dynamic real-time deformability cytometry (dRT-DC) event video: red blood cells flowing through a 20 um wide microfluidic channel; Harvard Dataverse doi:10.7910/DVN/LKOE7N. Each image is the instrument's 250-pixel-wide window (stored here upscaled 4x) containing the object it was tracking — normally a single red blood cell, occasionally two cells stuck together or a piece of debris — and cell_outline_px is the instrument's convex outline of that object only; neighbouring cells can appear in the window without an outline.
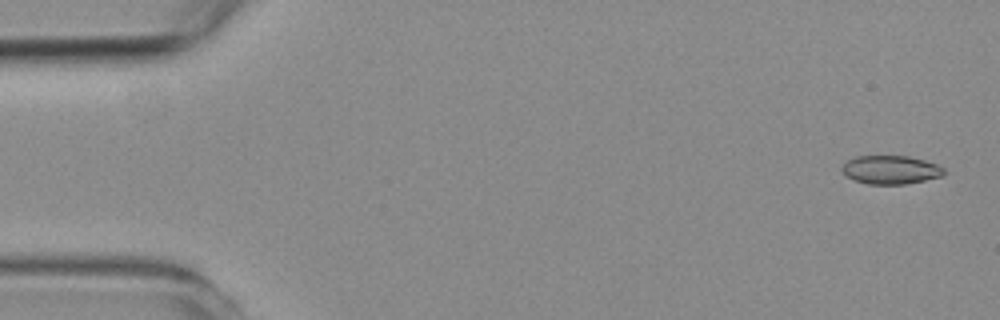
{"species": "common noctule bat (a hibernating species)", "species_latin": "Nyctalus noctula", "temperature_condition": "room temperature", "stored_images_in_passage": 56, "camera_frame_rate_fps": 3000, "um_per_image_px": 0.085, "animal": {"sex": "female", "body_mass_g": 19.3, "forearm_length_mm": 54.1}, "frame": {"image": 1, "passage_image": 1, "time_ms": 0.0, "image_size_px": [1000, 320], "cell_outline_px": [[944, 176], [904, 184], [868, 184], [852, 180], [844, 176], [840, 168], [848, 160], [856, 156], [908, 156], [924, 160], [936, 164], [944, 168]], "centroid_in_image_um": [75.67, 14.44], "position_along_channel_um": 9.3, "area_um2": 17.05}}
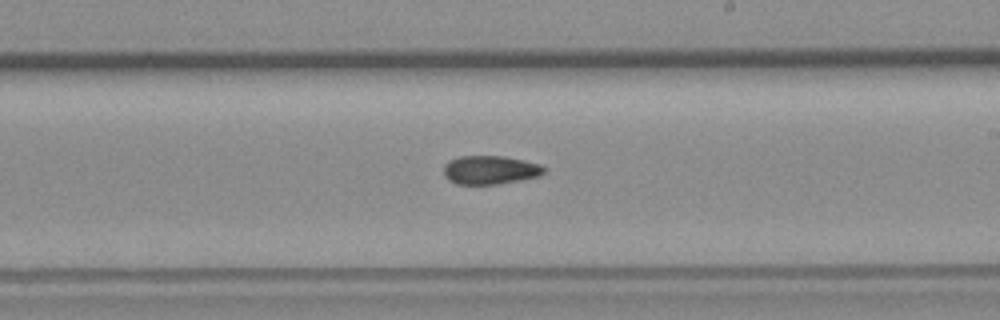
{"frame": {"image": 2, "passage_image": 32, "time_ms": 10.333, "image_size_px": [1000, 320], "cell_outline_px": [[548, 168], [540, 176], [520, 180], [496, 184], [456, 184], [448, 180], [444, 176], [444, 164], [448, 160], [460, 156], [504, 156], [524, 160], [540, 164]], "centroid_in_image_um": [41.66, 14.44], "position_along_channel_um": 247.3, "area_um2": 16.94}}
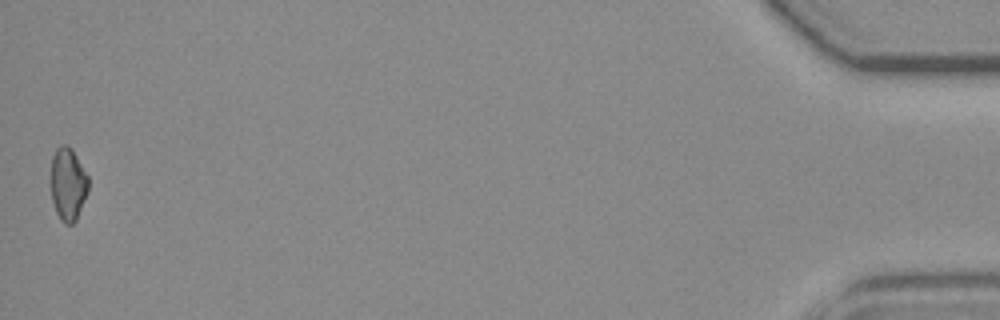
{"frame": {"image": 3, "passage_image": 56, "time_ms": 18.333, "image_size_px": [1000, 320], "cell_outline_px": [[88, 192], [76, 220], [72, 224], [64, 224], [60, 220], [56, 212], [52, 200], [52, 156], [56, 148], [60, 144], [64, 144], [72, 148], [88, 176]], "centroid_in_image_um": [5.79, 15.65], "position_along_channel_um": 429.4, "area_um2": 15.9}, "authors_computed_cell_mechanics": {"area_um2": 17.051, "velocity_mm_per_s": 3.5546, "shape_relaxation_time_tau1_ms": 6.0576, "shape_relaxation_time_tau2_ms": 6.3606, "deformation_change_tau1": 0.1166, "deformation_change_tau2": 0.1178}}